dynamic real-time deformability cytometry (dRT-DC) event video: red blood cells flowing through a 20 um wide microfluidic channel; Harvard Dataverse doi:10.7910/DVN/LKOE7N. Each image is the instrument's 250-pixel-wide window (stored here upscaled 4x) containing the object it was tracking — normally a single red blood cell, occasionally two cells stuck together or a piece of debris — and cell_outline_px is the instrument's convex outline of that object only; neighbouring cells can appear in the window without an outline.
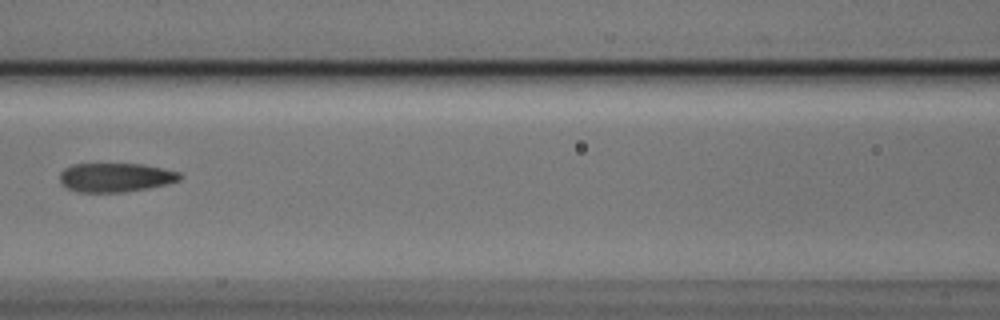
{"species": "Egyptian fruit bat (a non-hibernating species)", "species_latin": "Rousettus aegyptiacus", "temperature_condition": "cold", "stored_images_in_passage": 6, "camera_frame_rate_fps": 3000, "um_per_image_px": 0.085, "animal": {"sex": "male"}, "frame": {"image": 1, "passage_image": 6, "time_ms": 1.667, "image_size_px": [1000, 320], "cell_outline_px": [[184, 176], [180, 180], [168, 184], [120, 192], [76, 192], [68, 188], [60, 180], [60, 172], [64, 168], [72, 164], [144, 164], [180, 172]], "centroid_in_image_um": [9.84, 15.07], "position_along_channel_um": 156.8, "area_um2": 20.23}}